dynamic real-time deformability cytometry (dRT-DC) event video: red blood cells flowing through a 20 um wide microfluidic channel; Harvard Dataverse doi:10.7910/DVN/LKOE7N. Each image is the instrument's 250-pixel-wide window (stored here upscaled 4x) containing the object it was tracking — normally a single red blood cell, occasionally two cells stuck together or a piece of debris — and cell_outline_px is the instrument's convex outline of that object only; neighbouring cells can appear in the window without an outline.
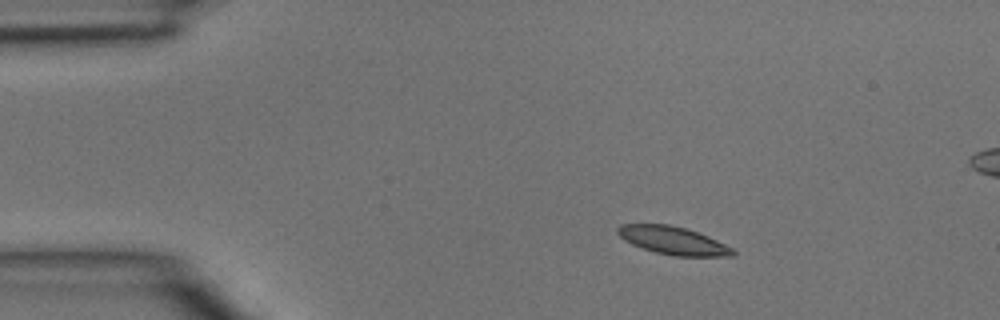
{"species": "common noctule bat (a hibernating species)", "species_latin": "Nyctalus noctula", "temperature_condition": "room temperature", "stored_images_in_passage": 3, "camera_frame_rate_fps": 3000, "um_per_image_px": 0.085, "animal": {"sex": "male", "body_mass_g": 15.6}, "frame": {"image": 1, "passage_image": 1, "time_ms": 0.0, "image_size_px": [1000, 320], "cell_outline_px": [[736, 252], [732, 256], [676, 256], [656, 252], [632, 244], [624, 240], [616, 232], [616, 228], [620, 224], [668, 224], [684, 228], [708, 236], [732, 248]], "centroid_in_image_um": [57.18, 20.44], "position_along_channel_um": 27.8, "area_um2": 18.5}}
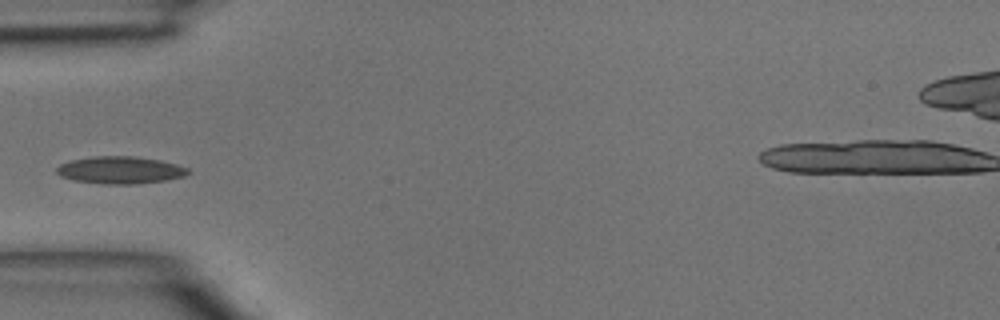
{"frame": {"image": 2, "passage_image": 3, "time_ms": 0.667, "image_size_px": [1000, 320], "cell_outline_px": [[192, 172], [184, 176], [164, 180], [136, 184], [104, 184], [72, 180], [60, 176], [56, 172], [56, 168], [60, 164], [68, 160], [92, 156], [136, 156], [160, 160], [176, 164], [188, 168]], "centroid_in_image_um": [10.19, 14.45], "position_along_channel_um": 74.8, "area_um2": 21.1}}